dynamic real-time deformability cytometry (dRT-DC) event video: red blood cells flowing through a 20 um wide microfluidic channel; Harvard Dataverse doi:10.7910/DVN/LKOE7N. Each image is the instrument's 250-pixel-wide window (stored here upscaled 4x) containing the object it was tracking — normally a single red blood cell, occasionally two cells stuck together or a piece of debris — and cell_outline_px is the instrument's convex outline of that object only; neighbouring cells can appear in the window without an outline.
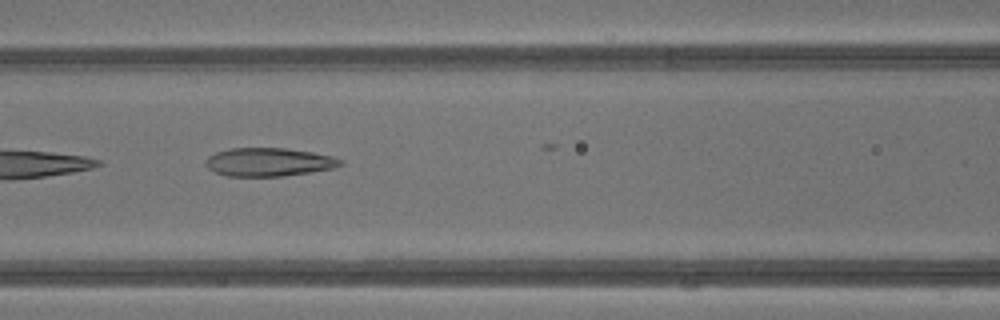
{"species": "common noctule bat (a hibernating species)", "species_latin": "Nyctalus noctula", "temperature_condition": "warm", "stored_images_in_passage": 19, "camera_frame_rate_fps": 3000, "um_per_image_px": 0.085, "animal": {"sex": "male", "body_mass_g": 13.3}, "frame": {"image": 1, "passage_image": 11, "time_ms": 3.333, "image_size_px": [1000, 320], "cell_outline_px": [[344, 164], [332, 168], [308, 172], [280, 176], [228, 176], [216, 172], [208, 168], [204, 164], [204, 160], [208, 156], [216, 152], [228, 148], [284, 148], [312, 152], [332, 156], [344, 160]], "centroid_in_image_um": [22.82, 13.76], "position_along_channel_um": 143.8, "area_um2": 22.25}}